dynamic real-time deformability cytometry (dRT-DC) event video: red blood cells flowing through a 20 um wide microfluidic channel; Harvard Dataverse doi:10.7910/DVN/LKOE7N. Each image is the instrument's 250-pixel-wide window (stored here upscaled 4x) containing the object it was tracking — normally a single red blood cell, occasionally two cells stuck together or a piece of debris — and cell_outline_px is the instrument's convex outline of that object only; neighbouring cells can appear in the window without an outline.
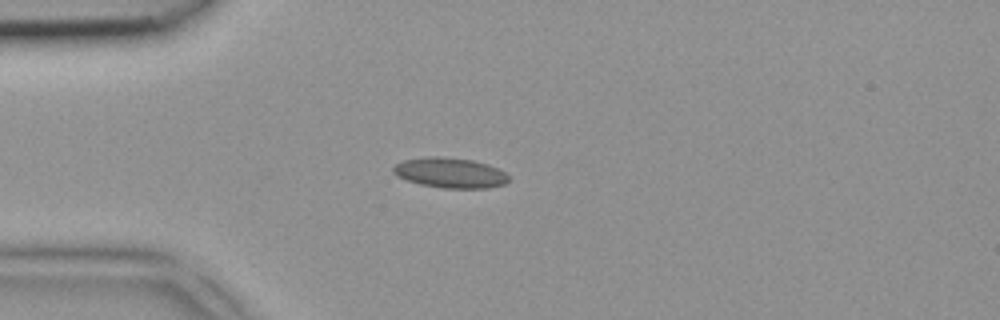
{"species": "common noctule bat (a hibernating species)", "species_latin": "Nyctalus noctula", "temperature_condition": "room temperature", "stored_images_in_passage": 5, "camera_frame_rate_fps": 3000, "um_per_image_px": 0.085, "animal": {"sex": "female", "body_mass_g": 18.4}, "frame": {"image": 1, "passage_image": 3, "time_ms": 0.667, "image_size_px": [1000, 320], "cell_outline_px": [[508, 180], [504, 184], [488, 188], [444, 188], [420, 184], [396, 176], [392, 172], [392, 168], [396, 164], [404, 160], [432, 156], [436, 156], [472, 160], [488, 164], [504, 172], [508, 176]], "centroid_in_image_um": [38.24, 14.69], "position_along_channel_um": 46.8, "area_um2": 20.11}}